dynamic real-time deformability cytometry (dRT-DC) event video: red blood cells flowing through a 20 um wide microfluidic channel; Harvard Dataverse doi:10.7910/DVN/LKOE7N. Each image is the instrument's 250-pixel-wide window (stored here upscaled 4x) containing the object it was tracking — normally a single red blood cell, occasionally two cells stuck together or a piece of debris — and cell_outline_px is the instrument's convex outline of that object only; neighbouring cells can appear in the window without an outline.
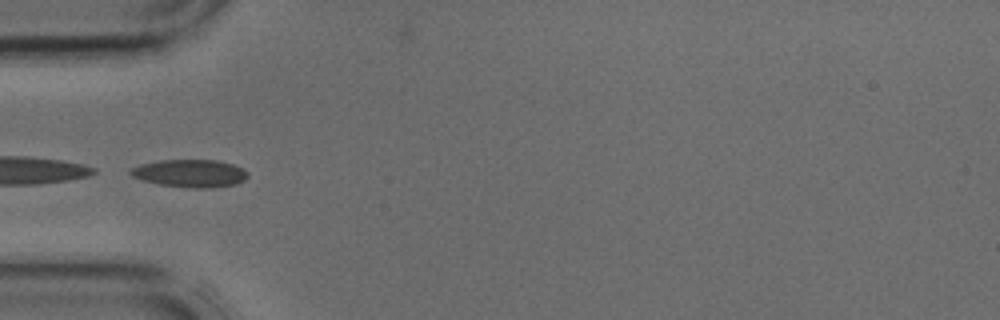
{"species": "common noctule bat (a hibernating species)", "species_latin": "Nyctalus noctula", "temperature_condition": "cold", "stored_images_in_passage": 3, "camera_frame_rate_fps": 3000, "um_per_image_px": 0.085, "animal": {"sex": "male", "body_mass_g": 17.9, "forearm_length_mm": 54.2}, "frame": {"image": 1, "passage_image": 1, "time_ms": 0.0, "image_size_px": [1000, 320], "cell_outline_px": [[248, 176], [244, 180], [236, 184], [208, 188], [192, 188], [160, 184], [144, 180], [132, 176], [128, 172], [132, 168], [140, 164], [160, 160], [216, 160], [232, 164], [244, 168], [248, 172]], "centroid_in_image_um": [16.18, 14.73], "position_along_channel_um": 68.8, "area_um2": 18.84}}